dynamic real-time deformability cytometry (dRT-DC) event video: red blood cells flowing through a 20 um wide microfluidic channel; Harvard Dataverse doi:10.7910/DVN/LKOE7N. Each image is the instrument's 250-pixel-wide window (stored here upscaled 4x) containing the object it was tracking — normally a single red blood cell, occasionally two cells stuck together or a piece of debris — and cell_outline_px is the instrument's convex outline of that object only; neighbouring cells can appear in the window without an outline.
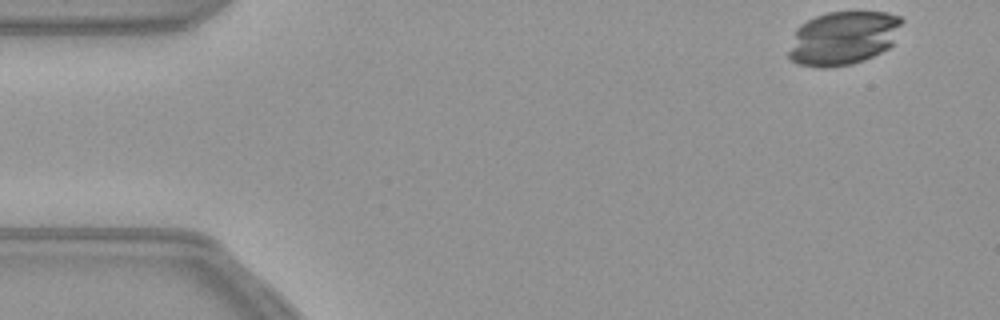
{"species": "common noctule bat (a hibernating species)", "species_latin": "Nyctalus noctula", "temperature_condition": "warm", "stored_images_in_passage": 52, "camera_frame_rate_fps": 3000, "um_per_image_px": 0.085, "animal": {"sex": "female", "body_mass_g": 21.9}, "frame": {"image": 1, "passage_image": 1, "time_ms": 0.0, "image_size_px": [1000, 320], "cell_outline_px": [[904, 20], [892, 44], [888, 48], [864, 60], [852, 64], [828, 68], [820, 68], [800, 64], [792, 60], [788, 56], [788, 52], [796, 28], [800, 24], [816, 16], [828, 12], [888, 12], [900, 16]], "centroid_in_image_um": [71.67, 3.23], "position_along_channel_um": 13.3, "area_um2": 35.49}}
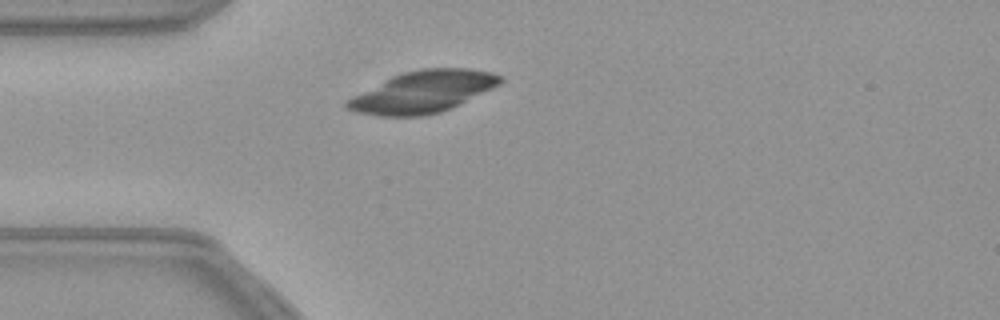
{"frame": {"image": 2, "passage_image": 12, "time_ms": 3.667, "image_size_px": [1000, 320], "cell_outline_px": [[504, 80], [500, 84], [460, 104], [440, 112], [424, 116], [376, 116], [356, 112], [348, 108], [344, 104], [344, 100], [392, 76], [404, 72], [420, 68], [472, 68], [492, 72], [500, 76]], "centroid_in_image_um": [35.93, 7.8], "position_along_channel_um": 49.1, "area_um2": 37.22}}
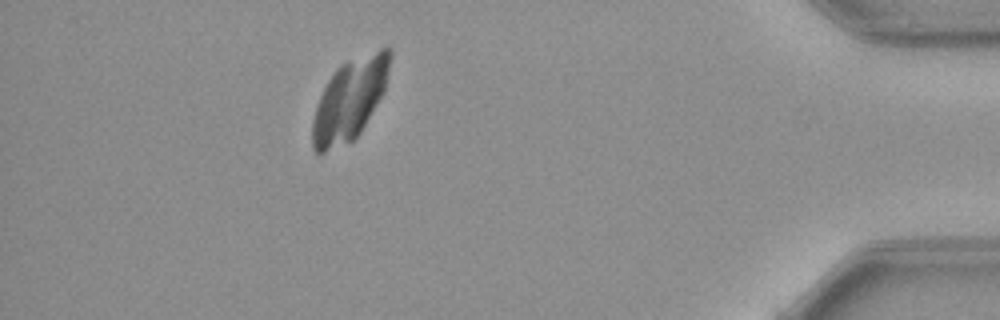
{"frame": {"image": 3, "passage_image": 46, "time_ms": 15.0, "image_size_px": [1000, 320], "cell_outline_px": [[392, 56], [384, 88], [380, 96], [360, 132], [352, 140], [320, 156], [312, 148], [312, 120], [320, 96], [328, 80], [340, 64], [380, 48], [392, 48]], "centroid_in_image_um": [29.69, 8.48], "position_along_channel_um": 405.5, "area_um2": 36.24}}